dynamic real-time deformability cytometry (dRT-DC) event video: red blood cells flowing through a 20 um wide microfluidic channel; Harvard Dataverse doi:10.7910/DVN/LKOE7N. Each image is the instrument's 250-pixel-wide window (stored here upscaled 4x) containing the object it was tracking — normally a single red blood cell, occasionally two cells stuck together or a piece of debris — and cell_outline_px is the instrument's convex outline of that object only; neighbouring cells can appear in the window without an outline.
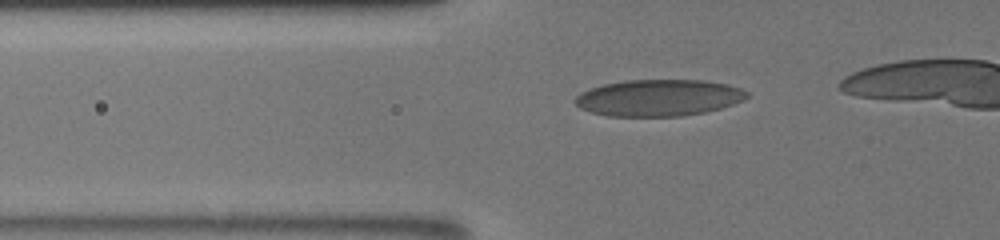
{"species": "human", "species_latin": "Homo sapiens", "temperature_condition": "room temperature", "stored_images_in_passage": 23, "camera_frame_rate_fps": 3000, "um_per_image_px": 0.085, "donor": {"sex": "male"}, "frame": {"image": 1, "passage_image": 3, "time_ms": 1.0, "image_size_px": [1000, 240], "cell_outline_px": [[748, 96], [744, 100], [720, 108], [704, 112], [680, 116], [608, 116], [592, 112], [580, 108], [572, 100], [580, 92], [604, 84], [628, 80], [704, 80], [728, 84], [740, 88], [748, 92]], "centroid_in_image_um": [55.98, 8.31], "position_along_channel_um": 69.8, "area_um2": 36.59}}
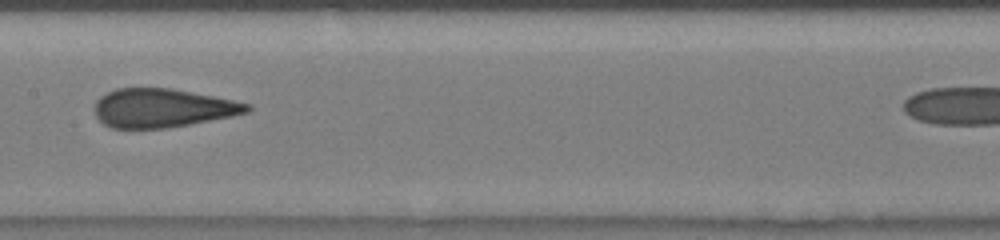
{"frame": {"image": 2, "passage_image": 11, "time_ms": 4.333, "image_size_px": [1000, 240], "cell_outline_px": [[252, 108], [248, 112], [232, 116], [168, 128], [112, 128], [104, 124], [96, 116], [92, 108], [96, 100], [100, 96], [116, 88], [172, 88], [252, 104]], "centroid_in_image_um": [13.78, 9.18], "position_along_channel_um": 193.6, "area_um2": 34.45}}
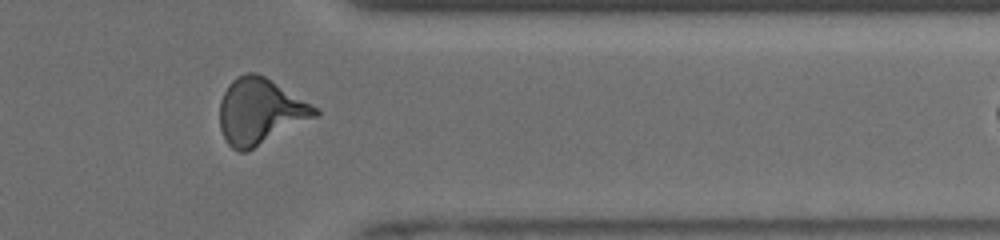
{"frame": {"image": 3, "passage_image": 21, "time_ms": 9.333, "image_size_px": [1000, 240], "cell_outline_px": [[320, 112], [316, 116], [248, 152], [240, 152], [232, 148], [224, 140], [220, 128], [220, 100], [228, 84], [236, 76], [244, 72], [256, 72], [264, 76], [320, 108]], "centroid_in_image_um": [22.09, 9.47], "position_along_channel_um": 389.3, "area_um2": 36.82}}